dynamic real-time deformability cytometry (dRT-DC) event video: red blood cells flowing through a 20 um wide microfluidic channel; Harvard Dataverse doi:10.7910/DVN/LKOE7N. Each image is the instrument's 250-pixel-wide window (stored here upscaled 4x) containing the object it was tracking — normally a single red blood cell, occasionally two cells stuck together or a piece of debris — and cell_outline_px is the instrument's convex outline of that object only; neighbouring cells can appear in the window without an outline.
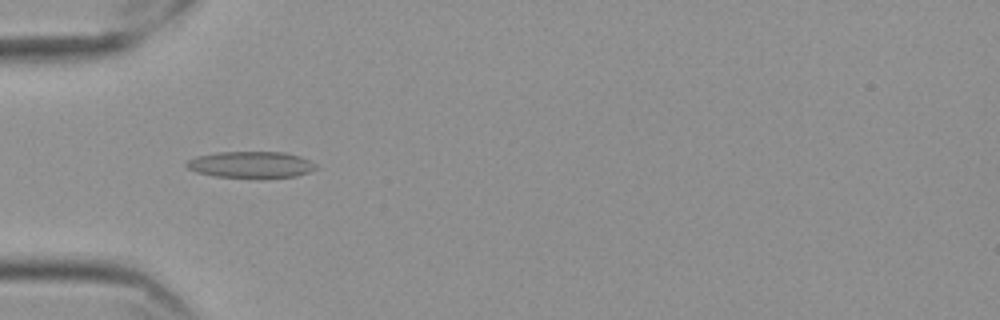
{"species": "Egyptian fruit bat (a non-hibernating species)", "species_latin": "Rousettus aegyptiacus", "temperature_condition": "cold", "stored_images_in_passage": 44, "camera_frame_rate_fps": 3000, "um_per_image_px": 0.085, "frame": {"image": 1, "passage_image": 5, "time_ms": 1.333, "image_size_px": [1000, 320], "cell_outline_px": [[316, 168], [308, 172], [296, 176], [264, 180], [256, 180], [216, 176], [196, 172], [188, 168], [184, 164], [188, 160], [196, 156], [220, 152], [284, 152], [300, 156], [316, 164]], "centroid_in_image_um": [21.33, 14.03], "position_along_channel_um": 63.7, "area_um2": 20.58}}
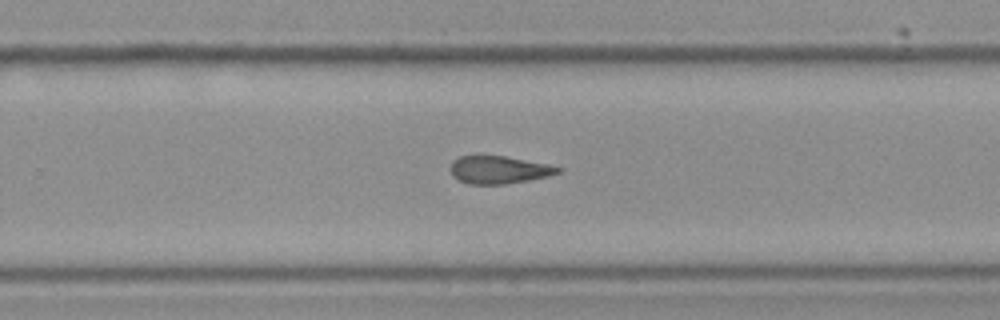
{"frame": {"image": 2, "passage_image": 24, "time_ms": 7.667, "image_size_px": [1000, 320], "cell_outline_px": [[560, 172], [548, 176], [528, 180], [504, 184], [468, 184], [456, 180], [452, 176], [448, 168], [452, 160], [460, 156], [504, 156], [548, 164], [560, 168]], "centroid_in_image_um": [42.32, 14.44], "position_along_channel_um": 287.5, "area_um2": 17.4}}
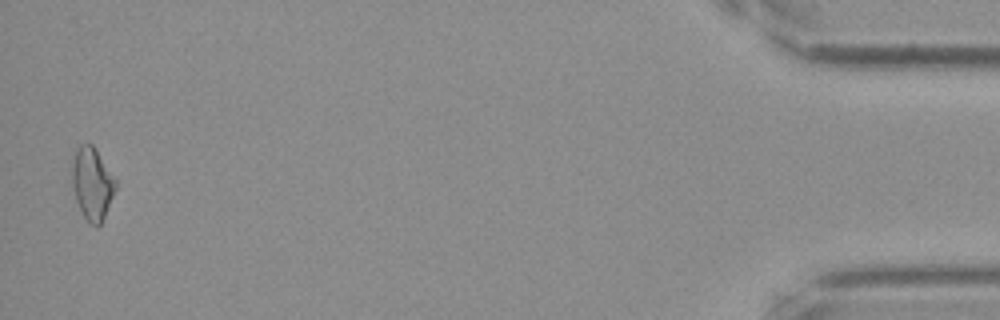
{"frame": {"image": 3, "passage_image": 43, "time_ms": 14.0, "image_size_px": [1000, 320], "cell_outline_px": [[116, 188], [104, 216], [100, 224], [96, 228], [88, 224], [76, 200], [72, 184], [72, 168], [76, 148], [80, 144], [92, 144], [96, 148], [116, 180]], "centroid_in_image_um": [7.83, 15.61], "position_along_channel_um": 427.4, "area_um2": 18.21}, "authors_computed_cell_mechanics": {"area_um2": 18.3515, "velocity_mm_per_s": 3.5569, "shape_relaxation_time_tau1_ms": null, "shape_relaxation_time_tau2_ms": 4.744, "deformation_change_tau1": null, "deformation_change_tau2": 0.1336}}